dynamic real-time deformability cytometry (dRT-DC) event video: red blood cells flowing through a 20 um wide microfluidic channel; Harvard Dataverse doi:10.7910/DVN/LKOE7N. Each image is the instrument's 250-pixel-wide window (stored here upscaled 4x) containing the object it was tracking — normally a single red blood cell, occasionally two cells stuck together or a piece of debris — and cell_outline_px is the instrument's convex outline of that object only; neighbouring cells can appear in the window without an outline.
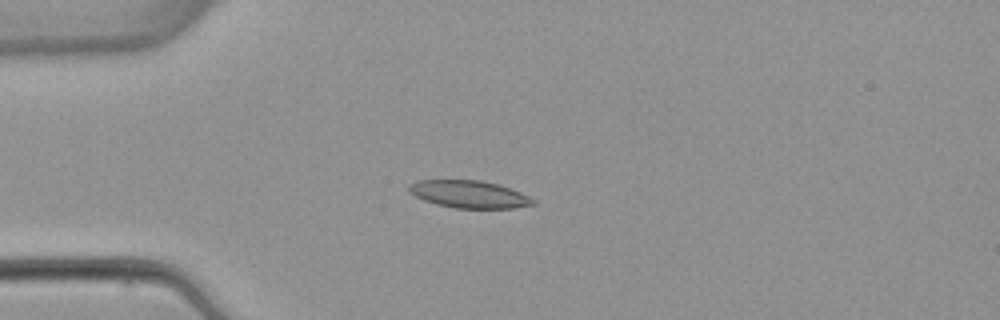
{"species": "common noctule bat (a hibernating species)", "species_latin": "Nyctalus noctula", "temperature_condition": "warm", "stored_images_in_passage": 4, "camera_frame_rate_fps": 3000, "um_per_image_px": 0.085, "animal": {"sex": "female", "body_mass_g": 22.7, "forearm_length_mm": 54.2}, "frame": {"image": 1, "passage_image": 4, "time_ms": 4.333, "image_size_px": [1000, 320], "cell_outline_px": [[536, 204], [516, 208], [456, 208], [436, 204], [424, 200], [408, 192], [408, 184], [416, 180], [480, 180], [500, 184], [520, 192], [536, 200]], "centroid_in_image_um": [39.88, 16.5], "position_along_channel_um": 45.1, "area_um2": 20.0}}